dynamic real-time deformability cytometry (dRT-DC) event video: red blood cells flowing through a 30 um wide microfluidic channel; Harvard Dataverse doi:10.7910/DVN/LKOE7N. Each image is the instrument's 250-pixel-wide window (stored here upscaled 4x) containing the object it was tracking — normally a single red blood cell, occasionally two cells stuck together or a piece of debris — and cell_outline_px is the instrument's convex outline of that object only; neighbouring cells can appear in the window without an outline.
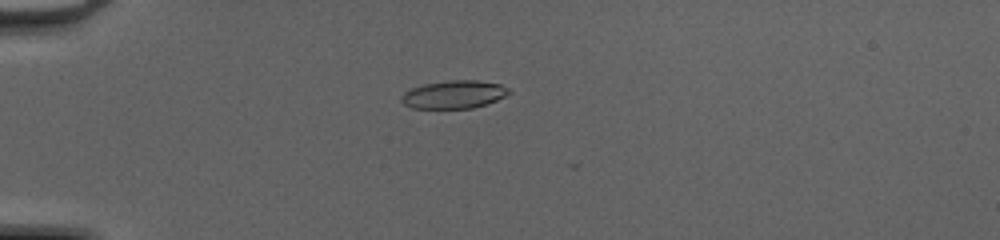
{"species": "common noctule bat (a hibernating species)", "species_latin": "Nyctalus noctula", "temperature_condition": "cold", "stored_images_in_passage": 6, "camera_frame_rate_fps": 3000, "um_per_image_px": 0.085, "animal": {"sex": "female", "body_mass_g": 20.0, "forearm_length_mm": 54.0}, "frame": {"image": 1, "passage_image": 3, "time_ms": 0.667, "image_size_px": [1000, 240], "cell_outline_px": [[512, 92], [488, 104], [472, 108], [412, 108], [404, 104], [400, 100], [400, 96], [404, 92], [412, 88], [424, 84], [448, 80], [476, 80], [500, 84], [508, 88]], "centroid_in_image_um": [38.58, 8.03], "position_along_channel_um": 46.4, "area_um2": 17.57}}